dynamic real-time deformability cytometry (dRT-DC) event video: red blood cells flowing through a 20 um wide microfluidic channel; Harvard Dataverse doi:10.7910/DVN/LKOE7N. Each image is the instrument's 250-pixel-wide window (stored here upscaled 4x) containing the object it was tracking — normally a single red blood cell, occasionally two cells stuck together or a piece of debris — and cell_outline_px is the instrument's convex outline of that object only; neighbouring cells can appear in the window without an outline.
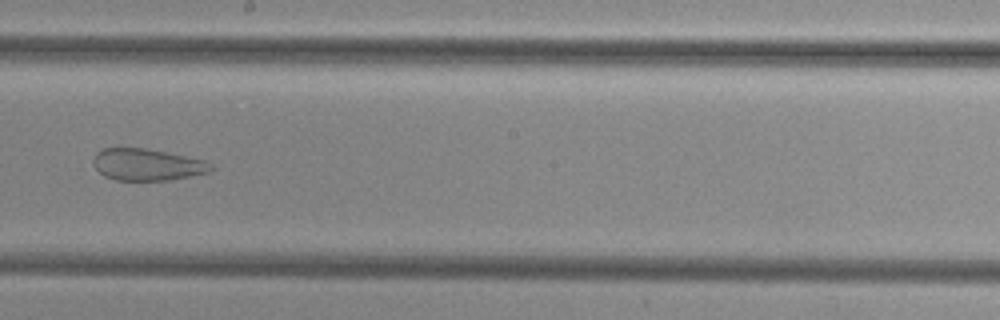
{"species": "common noctule bat (a hibernating species)", "species_latin": "Nyctalus noctula", "temperature_condition": "cold", "stored_images_in_passage": 48, "camera_frame_rate_fps": 3000, "um_per_image_px": 0.085, "animal": {"sex": "female", "body_mass_g": 29.2, "forearm_length_mm": 56.3}, "frame": {"image": 1, "passage_image": 29, "time_ms": 9.333, "image_size_px": [1000, 320], "cell_outline_px": [[212, 168], [208, 172], [168, 180], [116, 180], [104, 176], [92, 164], [92, 160], [96, 152], [104, 148], [144, 148], [204, 160], [212, 164]], "centroid_in_image_um": [12.45, 13.99], "position_along_channel_um": 235.8, "area_um2": 21.5}}
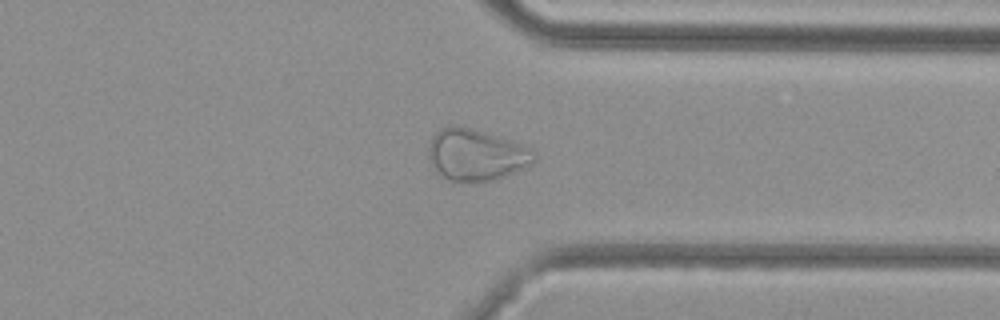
{"frame": {"image": 2, "passage_image": 39, "time_ms": 12.667, "image_size_px": [1000, 320], "cell_outline_px": [[536, 160], [532, 164], [496, 180], [452, 180], [440, 176], [432, 164], [428, 156], [428, 148], [432, 136], [440, 128], [452, 124], [468, 128], [496, 136], [532, 148], [536, 152]], "centroid_in_image_um": [40.47, 13.15], "position_along_channel_um": 370.9, "area_um2": 31.33}}
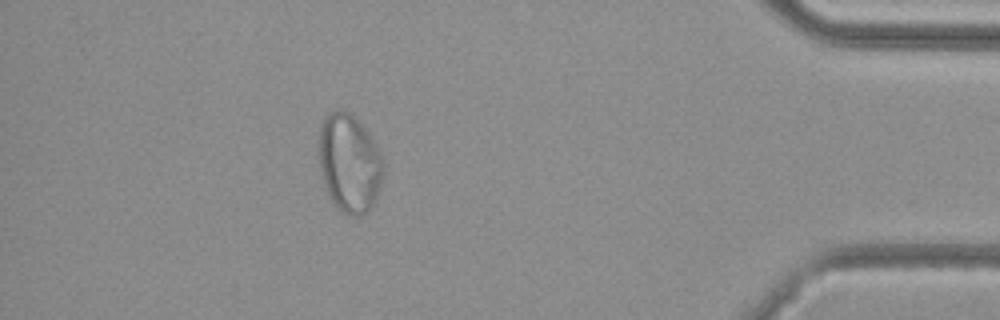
{"frame": {"image": 3, "passage_image": 45, "time_ms": 14.667, "image_size_px": [1000, 320], "cell_outline_px": [[384, 176], [380, 188], [368, 212], [360, 216], [348, 216], [340, 212], [332, 204], [328, 196], [320, 172], [316, 152], [316, 144], [320, 128], [324, 116], [328, 112], [336, 108], [340, 108], [348, 112], [368, 132], [380, 152], [384, 164]], "centroid_in_image_um": [29.64, 13.88], "position_along_channel_um": 405.6, "area_um2": 38.09}}